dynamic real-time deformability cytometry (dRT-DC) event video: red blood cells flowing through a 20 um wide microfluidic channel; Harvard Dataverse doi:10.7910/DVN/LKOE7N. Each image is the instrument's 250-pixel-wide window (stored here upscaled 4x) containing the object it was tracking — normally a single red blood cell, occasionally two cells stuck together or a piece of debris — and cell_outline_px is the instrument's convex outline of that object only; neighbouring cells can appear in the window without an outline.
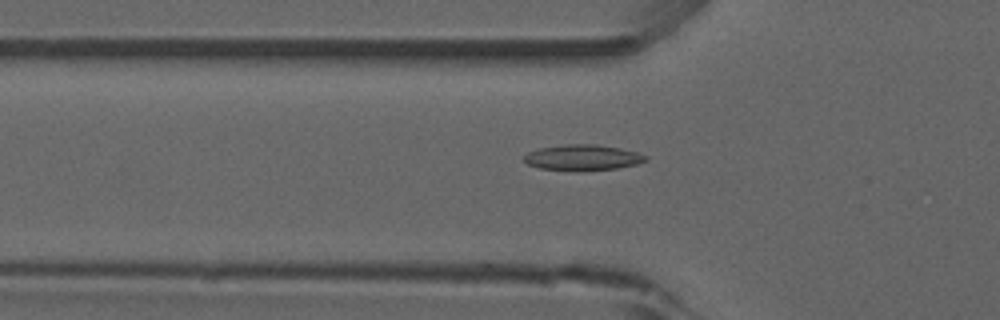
{"species": "common noctule bat (a hibernating species)", "species_latin": "Nyctalus noctula", "temperature_condition": "room temperature", "stored_images_in_passage": 27, "camera_frame_rate_fps": 3000, "um_per_image_px": 0.085, "animal": {"sex": "male", "forearm_length_mm": 52.5}, "frame": {"image": 1, "passage_image": 12, "time_ms": 3.667, "image_size_px": [1000, 320], "cell_outline_px": [[648, 160], [636, 164], [616, 168], [580, 172], [576, 172], [540, 168], [528, 164], [524, 160], [524, 156], [528, 152], [540, 148], [564, 144], [596, 144], [620, 148], [636, 152], [648, 156]], "centroid_in_image_um": [49.53, 13.4], "position_along_channel_um": 76.3, "area_um2": 18.44}}
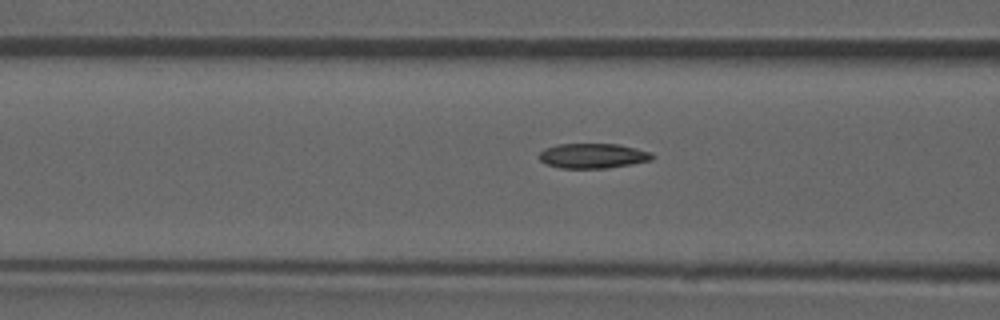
{"frame": {"image": 2, "passage_image": 15, "time_ms": 4.667, "image_size_px": [1000, 320], "cell_outline_px": [[656, 156], [652, 160], [632, 164], [608, 168], [560, 168], [544, 164], [536, 156], [544, 148], [556, 144], [620, 144], [652, 152]], "centroid_in_image_um": [50.38, 13.24], "position_along_channel_um": 116.2, "area_um2": 16.76}}